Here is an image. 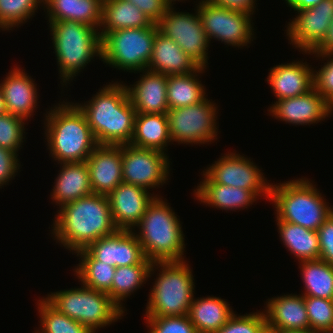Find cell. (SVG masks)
I'll return each instance as SVG.
<instances>
[{"instance_id":"8fae6325","label":"cell","mask_w":333,"mask_h":333,"mask_svg":"<svg viewBox=\"0 0 333 333\" xmlns=\"http://www.w3.org/2000/svg\"><path fill=\"white\" fill-rule=\"evenodd\" d=\"M196 5L209 43L213 38L225 45L243 47L253 41L250 14L215 5L209 0H201Z\"/></svg>"},{"instance_id":"8992f818","label":"cell","mask_w":333,"mask_h":333,"mask_svg":"<svg viewBox=\"0 0 333 333\" xmlns=\"http://www.w3.org/2000/svg\"><path fill=\"white\" fill-rule=\"evenodd\" d=\"M186 262H152L149 277L160 267L158 271H161L151 288L145 317L188 315L194 298L195 284L192 270Z\"/></svg>"},{"instance_id":"1f68e13d","label":"cell","mask_w":333,"mask_h":333,"mask_svg":"<svg viewBox=\"0 0 333 333\" xmlns=\"http://www.w3.org/2000/svg\"><path fill=\"white\" fill-rule=\"evenodd\" d=\"M280 239L298 261L320 259V245L317 231L286 221H276Z\"/></svg>"},{"instance_id":"f35d334b","label":"cell","mask_w":333,"mask_h":333,"mask_svg":"<svg viewBox=\"0 0 333 333\" xmlns=\"http://www.w3.org/2000/svg\"><path fill=\"white\" fill-rule=\"evenodd\" d=\"M23 118L10 113L0 114V147L17 154L25 139L26 122Z\"/></svg>"},{"instance_id":"52a82bcc","label":"cell","mask_w":333,"mask_h":333,"mask_svg":"<svg viewBox=\"0 0 333 333\" xmlns=\"http://www.w3.org/2000/svg\"><path fill=\"white\" fill-rule=\"evenodd\" d=\"M49 27L62 84L74 79L95 56L101 58L97 28L75 21L51 22Z\"/></svg>"},{"instance_id":"f1b7e54d","label":"cell","mask_w":333,"mask_h":333,"mask_svg":"<svg viewBox=\"0 0 333 333\" xmlns=\"http://www.w3.org/2000/svg\"><path fill=\"white\" fill-rule=\"evenodd\" d=\"M153 22L135 5L126 0H103L99 35L127 29L149 27ZM102 27V29H101Z\"/></svg>"},{"instance_id":"681fc988","label":"cell","mask_w":333,"mask_h":333,"mask_svg":"<svg viewBox=\"0 0 333 333\" xmlns=\"http://www.w3.org/2000/svg\"><path fill=\"white\" fill-rule=\"evenodd\" d=\"M268 333H318V332L307 329V330L268 331Z\"/></svg>"},{"instance_id":"7c38bea8","label":"cell","mask_w":333,"mask_h":333,"mask_svg":"<svg viewBox=\"0 0 333 333\" xmlns=\"http://www.w3.org/2000/svg\"><path fill=\"white\" fill-rule=\"evenodd\" d=\"M169 6L166 13L157 23L159 31L175 41L190 58L200 67L208 64L209 41L204 31L200 15L189 12H176Z\"/></svg>"},{"instance_id":"e0dca14e","label":"cell","mask_w":333,"mask_h":333,"mask_svg":"<svg viewBox=\"0 0 333 333\" xmlns=\"http://www.w3.org/2000/svg\"><path fill=\"white\" fill-rule=\"evenodd\" d=\"M153 195V196H152ZM158 194H149L143 187L120 183L109 195L113 221L119 230L135 231V226L145 214L148 205Z\"/></svg>"},{"instance_id":"8d00e7d4","label":"cell","mask_w":333,"mask_h":333,"mask_svg":"<svg viewBox=\"0 0 333 333\" xmlns=\"http://www.w3.org/2000/svg\"><path fill=\"white\" fill-rule=\"evenodd\" d=\"M44 0H0V29L12 30L27 22Z\"/></svg>"},{"instance_id":"836d02e7","label":"cell","mask_w":333,"mask_h":333,"mask_svg":"<svg viewBox=\"0 0 333 333\" xmlns=\"http://www.w3.org/2000/svg\"><path fill=\"white\" fill-rule=\"evenodd\" d=\"M76 254L81 260L74 272L82 285L107 293L111 289L116 267L96 260L86 249Z\"/></svg>"},{"instance_id":"30bf717a","label":"cell","mask_w":333,"mask_h":333,"mask_svg":"<svg viewBox=\"0 0 333 333\" xmlns=\"http://www.w3.org/2000/svg\"><path fill=\"white\" fill-rule=\"evenodd\" d=\"M205 98L195 105L169 109L168 127L171 141L178 144H207L217 139L216 103Z\"/></svg>"},{"instance_id":"603a6c76","label":"cell","mask_w":333,"mask_h":333,"mask_svg":"<svg viewBox=\"0 0 333 333\" xmlns=\"http://www.w3.org/2000/svg\"><path fill=\"white\" fill-rule=\"evenodd\" d=\"M267 82L278 100L297 97L314 87L313 68L302 61L270 68Z\"/></svg>"},{"instance_id":"db71d44e","label":"cell","mask_w":333,"mask_h":333,"mask_svg":"<svg viewBox=\"0 0 333 333\" xmlns=\"http://www.w3.org/2000/svg\"><path fill=\"white\" fill-rule=\"evenodd\" d=\"M321 333H333V329L327 332H321Z\"/></svg>"},{"instance_id":"484cf974","label":"cell","mask_w":333,"mask_h":333,"mask_svg":"<svg viewBox=\"0 0 333 333\" xmlns=\"http://www.w3.org/2000/svg\"><path fill=\"white\" fill-rule=\"evenodd\" d=\"M203 182L194 190L195 197L206 205L221 210L245 209L259 199L252 191L212 182L203 173Z\"/></svg>"},{"instance_id":"ffe728a7","label":"cell","mask_w":333,"mask_h":333,"mask_svg":"<svg viewBox=\"0 0 333 333\" xmlns=\"http://www.w3.org/2000/svg\"><path fill=\"white\" fill-rule=\"evenodd\" d=\"M134 83V87L125 84L129 99L136 113L164 114L169 110L167 102V75L149 70Z\"/></svg>"},{"instance_id":"4316f807","label":"cell","mask_w":333,"mask_h":333,"mask_svg":"<svg viewBox=\"0 0 333 333\" xmlns=\"http://www.w3.org/2000/svg\"><path fill=\"white\" fill-rule=\"evenodd\" d=\"M103 0H44L49 23L75 21L99 30ZM46 5V6H45Z\"/></svg>"},{"instance_id":"9c48e42d","label":"cell","mask_w":333,"mask_h":333,"mask_svg":"<svg viewBox=\"0 0 333 333\" xmlns=\"http://www.w3.org/2000/svg\"><path fill=\"white\" fill-rule=\"evenodd\" d=\"M158 25L127 28L106 33L101 38V61L119 70H146L151 59Z\"/></svg>"},{"instance_id":"ac0fdd59","label":"cell","mask_w":333,"mask_h":333,"mask_svg":"<svg viewBox=\"0 0 333 333\" xmlns=\"http://www.w3.org/2000/svg\"><path fill=\"white\" fill-rule=\"evenodd\" d=\"M270 114L293 125H310L332 115L329 102L313 87L297 97L278 100L270 106Z\"/></svg>"},{"instance_id":"7bdbcfd3","label":"cell","mask_w":333,"mask_h":333,"mask_svg":"<svg viewBox=\"0 0 333 333\" xmlns=\"http://www.w3.org/2000/svg\"><path fill=\"white\" fill-rule=\"evenodd\" d=\"M320 259L333 265V212L317 230Z\"/></svg>"},{"instance_id":"44dd1931","label":"cell","mask_w":333,"mask_h":333,"mask_svg":"<svg viewBox=\"0 0 333 333\" xmlns=\"http://www.w3.org/2000/svg\"><path fill=\"white\" fill-rule=\"evenodd\" d=\"M263 311L268 331L307 330L310 323L305 307V296L287 294L272 297Z\"/></svg>"},{"instance_id":"5bb4252c","label":"cell","mask_w":333,"mask_h":333,"mask_svg":"<svg viewBox=\"0 0 333 333\" xmlns=\"http://www.w3.org/2000/svg\"><path fill=\"white\" fill-rule=\"evenodd\" d=\"M203 173L214 183L243 188L257 197L270 199L271 184L251 159L235 152H228Z\"/></svg>"},{"instance_id":"4dcf8cb0","label":"cell","mask_w":333,"mask_h":333,"mask_svg":"<svg viewBox=\"0 0 333 333\" xmlns=\"http://www.w3.org/2000/svg\"><path fill=\"white\" fill-rule=\"evenodd\" d=\"M205 67H199L194 72L167 76V102L169 109L195 105L207 96L205 87L199 81L198 75L205 72ZM198 73V74H197Z\"/></svg>"},{"instance_id":"2e32d148","label":"cell","mask_w":333,"mask_h":333,"mask_svg":"<svg viewBox=\"0 0 333 333\" xmlns=\"http://www.w3.org/2000/svg\"><path fill=\"white\" fill-rule=\"evenodd\" d=\"M86 250L98 261L114 267L152 264L143 253L135 232L118 230L91 243Z\"/></svg>"},{"instance_id":"5b68a950","label":"cell","mask_w":333,"mask_h":333,"mask_svg":"<svg viewBox=\"0 0 333 333\" xmlns=\"http://www.w3.org/2000/svg\"><path fill=\"white\" fill-rule=\"evenodd\" d=\"M270 201L276 210V221L298 224L317 231L333 212L320 191L307 178L271 184Z\"/></svg>"},{"instance_id":"6da1fadb","label":"cell","mask_w":333,"mask_h":333,"mask_svg":"<svg viewBox=\"0 0 333 333\" xmlns=\"http://www.w3.org/2000/svg\"><path fill=\"white\" fill-rule=\"evenodd\" d=\"M58 211L51 234L72 253L86 249L96 240L119 230L106 195L92 193L63 205Z\"/></svg>"},{"instance_id":"c3c4849f","label":"cell","mask_w":333,"mask_h":333,"mask_svg":"<svg viewBox=\"0 0 333 333\" xmlns=\"http://www.w3.org/2000/svg\"><path fill=\"white\" fill-rule=\"evenodd\" d=\"M286 4L295 10H304L318 5L322 0H285Z\"/></svg>"},{"instance_id":"4fadbf2b","label":"cell","mask_w":333,"mask_h":333,"mask_svg":"<svg viewBox=\"0 0 333 333\" xmlns=\"http://www.w3.org/2000/svg\"><path fill=\"white\" fill-rule=\"evenodd\" d=\"M121 153L124 183L149 190L162 186L168 180L170 161L166 153L130 144L121 145Z\"/></svg>"},{"instance_id":"816d5d0a","label":"cell","mask_w":333,"mask_h":333,"mask_svg":"<svg viewBox=\"0 0 333 333\" xmlns=\"http://www.w3.org/2000/svg\"><path fill=\"white\" fill-rule=\"evenodd\" d=\"M166 1V3L169 5V6H173L175 3V1L176 0H165ZM177 1H181V0H177ZM183 1V0H182ZM172 2H173V4H172Z\"/></svg>"},{"instance_id":"cb8c5ba5","label":"cell","mask_w":333,"mask_h":333,"mask_svg":"<svg viewBox=\"0 0 333 333\" xmlns=\"http://www.w3.org/2000/svg\"><path fill=\"white\" fill-rule=\"evenodd\" d=\"M199 67L175 41L159 30L156 32L147 70L168 76L194 72Z\"/></svg>"},{"instance_id":"bcb514c9","label":"cell","mask_w":333,"mask_h":333,"mask_svg":"<svg viewBox=\"0 0 333 333\" xmlns=\"http://www.w3.org/2000/svg\"><path fill=\"white\" fill-rule=\"evenodd\" d=\"M211 3L225 7L230 10L246 12L253 15L256 6V0H209Z\"/></svg>"},{"instance_id":"ba28073f","label":"cell","mask_w":333,"mask_h":333,"mask_svg":"<svg viewBox=\"0 0 333 333\" xmlns=\"http://www.w3.org/2000/svg\"><path fill=\"white\" fill-rule=\"evenodd\" d=\"M58 311L87 326L93 333L116 322L124 311L105 292L82 286L60 290L45 298Z\"/></svg>"},{"instance_id":"f546056e","label":"cell","mask_w":333,"mask_h":333,"mask_svg":"<svg viewBox=\"0 0 333 333\" xmlns=\"http://www.w3.org/2000/svg\"><path fill=\"white\" fill-rule=\"evenodd\" d=\"M171 142L167 114L136 113L134 133L130 145L166 153Z\"/></svg>"},{"instance_id":"60d3db41","label":"cell","mask_w":333,"mask_h":333,"mask_svg":"<svg viewBox=\"0 0 333 333\" xmlns=\"http://www.w3.org/2000/svg\"><path fill=\"white\" fill-rule=\"evenodd\" d=\"M145 318L148 333H198L188 315Z\"/></svg>"},{"instance_id":"3957f363","label":"cell","mask_w":333,"mask_h":333,"mask_svg":"<svg viewBox=\"0 0 333 333\" xmlns=\"http://www.w3.org/2000/svg\"><path fill=\"white\" fill-rule=\"evenodd\" d=\"M47 114L45 139L52 158L58 164L86 161L98 143L85 114L75 103L64 100Z\"/></svg>"},{"instance_id":"f907efd6","label":"cell","mask_w":333,"mask_h":333,"mask_svg":"<svg viewBox=\"0 0 333 333\" xmlns=\"http://www.w3.org/2000/svg\"><path fill=\"white\" fill-rule=\"evenodd\" d=\"M6 113V107H5V102L3 99V94H2V90L0 87V114Z\"/></svg>"},{"instance_id":"7402d4cb","label":"cell","mask_w":333,"mask_h":333,"mask_svg":"<svg viewBox=\"0 0 333 333\" xmlns=\"http://www.w3.org/2000/svg\"><path fill=\"white\" fill-rule=\"evenodd\" d=\"M24 70L15 67L0 83L6 112L25 121L33 115L37 108L38 92L33 78Z\"/></svg>"},{"instance_id":"d590c367","label":"cell","mask_w":333,"mask_h":333,"mask_svg":"<svg viewBox=\"0 0 333 333\" xmlns=\"http://www.w3.org/2000/svg\"><path fill=\"white\" fill-rule=\"evenodd\" d=\"M37 303L41 328L35 333H93L87 326L58 311L44 297Z\"/></svg>"},{"instance_id":"d6a6232c","label":"cell","mask_w":333,"mask_h":333,"mask_svg":"<svg viewBox=\"0 0 333 333\" xmlns=\"http://www.w3.org/2000/svg\"><path fill=\"white\" fill-rule=\"evenodd\" d=\"M303 296L333 300V265L321 260L300 261Z\"/></svg>"},{"instance_id":"d4e9b609","label":"cell","mask_w":333,"mask_h":333,"mask_svg":"<svg viewBox=\"0 0 333 333\" xmlns=\"http://www.w3.org/2000/svg\"><path fill=\"white\" fill-rule=\"evenodd\" d=\"M60 166L62 168L50 195L57 206L61 208L67 203L93 193L86 161L61 163Z\"/></svg>"},{"instance_id":"7dc6e473","label":"cell","mask_w":333,"mask_h":333,"mask_svg":"<svg viewBox=\"0 0 333 333\" xmlns=\"http://www.w3.org/2000/svg\"><path fill=\"white\" fill-rule=\"evenodd\" d=\"M333 54V20L322 42L309 54Z\"/></svg>"},{"instance_id":"9a60e30c","label":"cell","mask_w":333,"mask_h":333,"mask_svg":"<svg viewBox=\"0 0 333 333\" xmlns=\"http://www.w3.org/2000/svg\"><path fill=\"white\" fill-rule=\"evenodd\" d=\"M295 11L298 15L288 23L286 33L290 44L307 54L325 38L333 20V0H322L312 8Z\"/></svg>"},{"instance_id":"f5cc1de1","label":"cell","mask_w":333,"mask_h":333,"mask_svg":"<svg viewBox=\"0 0 333 333\" xmlns=\"http://www.w3.org/2000/svg\"><path fill=\"white\" fill-rule=\"evenodd\" d=\"M329 107H330V112L331 114L333 113V100L329 103Z\"/></svg>"},{"instance_id":"74e56055","label":"cell","mask_w":333,"mask_h":333,"mask_svg":"<svg viewBox=\"0 0 333 333\" xmlns=\"http://www.w3.org/2000/svg\"><path fill=\"white\" fill-rule=\"evenodd\" d=\"M310 330L321 333L333 329V300L305 296Z\"/></svg>"},{"instance_id":"83f0119b","label":"cell","mask_w":333,"mask_h":333,"mask_svg":"<svg viewBox=\"0 0 333 333\" xmlns=\"http://www.w3.org/2000/svg\"><path fill=\"white\" fill-rule=\"evenodd\" d=\"M221 297L193 298L188 316L198 333H215L235 313Z\"/></svg>"},{"instance_id":"d6986e66","label":"cell","mask_w":333,"mask_h":333,"mask_svg":"<svg viewBox=\"0 0 333 333\" xmlns=\"http://www.w3.org/2000/svg\"><path fill=\"white\" fill-rule=\"evenodd\" d=\"M86 163L94 194L108 196L123 182L121 145H98Z\"/></svg>"},{"instance_id":"f6af8a7d","label":"cell","mask_w":333,"mask_h":333,"mask_svg":"<svg viewBox=\"0 0 333 333\" xmlns=\"http://www.w3.org/2000/svg\"><path fill=\"white\" fill-rule=\"evenodd\" d=\"M138 7L153 23H158L169 5L165 0H126Z\"/></svg>"},{"instance_id":"277c9868","label":"cell","mask_w":333,"mask_h":333,"mask_svg":"<svg viewBox=\"0 0 333 333\" xmlns=\"http://www.w3.org/2000/svg\"><path fill=\"white\" fill-rule=\"evenodd\" d=\"M163 200L156 196L135 226L143 253L151 262L184 261V234L180 219Z\"/></svg>"},{"instance_id":"e575fe53","label":"cell","mask_w":333,"mask_h":333,"mask_svg":"<svg viewBox=\"0 0 333 333\" xmlns=\"http://www.w3.org/2000/svg\"><path fill=\"white\" fill-rule=\"evenodd\" d=\"M150 268L151 264L116 267L112 286L107 294L124 312L122 302L148 280Z\"/></svg>"},{"instance_id":"ab89813d","label":"cell","mask_w":333,"mask_h":333,"mask_svg":"<svg viewBox=\"0 0 333 333\" xmlns=\"http://www.w3.org/2000/svg\"><path fill=\"white\" fill-rule=\"evenodd\" d=\"M215 333H268L264 312L246 315L233 314L228 322Z\"/></svg>"},{"instance_id":"b9f144b4","label":"cell","mask_w":333,"mask_h":333,"mask_svg":"<svg viewBox=\"0 0 333 333\" xmlns=\"http://www.w3.org/2000/svg\"><path fill=\"white\" fill-rule=\"evenodd\" d=\"M327 59L317 71H313L314 88L330 103L333 100V54H315ZM332 57V58H331Z\"/></svg>"},{"instance_id":"7a4b0ae2","label":"cell","mask_w":333,"mask_h":333,"mask_svg":"<svg viewBox=\"0 0 333 333\" xmlns=\"http://www.w3.org/2000/svg\"><path fill=\"white\" fill-rule=\"evenodd\" d=\"M85 114L98 145L130 144L136 110L125 84L106 85L86 103H75Z\"/></svg>"},{"instance_id":"ee69618b","label":"cell","mask_w":333,"mask_h":333,"mask_svg":"<svg viewBox=\"0 0 333 333\" xmlns=\"http://www.w3.org/2000/svg\"><path fill=\"white\" fill-rule=\"evenodd\" d=\"M18 154L9 149L0 147V188L8 185V182L17 175L20 164ZM7 183V184H6Z\"/></svg>"}]
</instances>
